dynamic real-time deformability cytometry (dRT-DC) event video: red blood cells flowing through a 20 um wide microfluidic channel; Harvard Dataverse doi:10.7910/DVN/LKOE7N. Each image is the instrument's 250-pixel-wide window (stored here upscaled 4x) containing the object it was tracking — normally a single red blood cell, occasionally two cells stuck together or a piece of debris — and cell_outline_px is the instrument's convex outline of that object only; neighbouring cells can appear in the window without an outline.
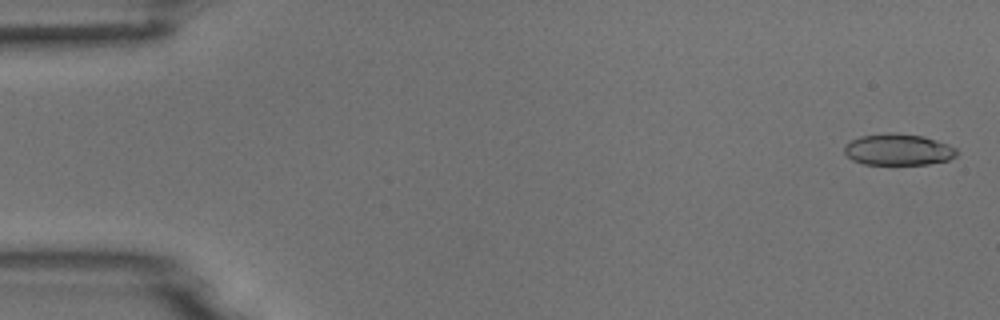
{"species": "common noctule bat (a hibernating species)", "species_latin": "Nyctalus noctula", "temperature_condition": "room temperature", "stored_images_in_passage": 51, "camera_frame_rate_fps": 3000, "um_per_image_px": 0.085, "animal": {"sex": "male", "body_mass_g": 18.8}, "frame": {"image": 1, "passage_image": 2, "time_ms": 0.333, "image_size_px": [1000, 320], "cell_outline_px": [[960, 152], [956, 156], [948, 160], [928, 164], [864, 164], [852, 160], [844, 152], [844, 144], [860, 136], [888, 132], [896, 132], [924, 136], [948, 144], [956, 148]], "centroid_in_image_um": [76.36, 12.7], "position_along_channel_um": 8.6, "area_um2": 20.81}}
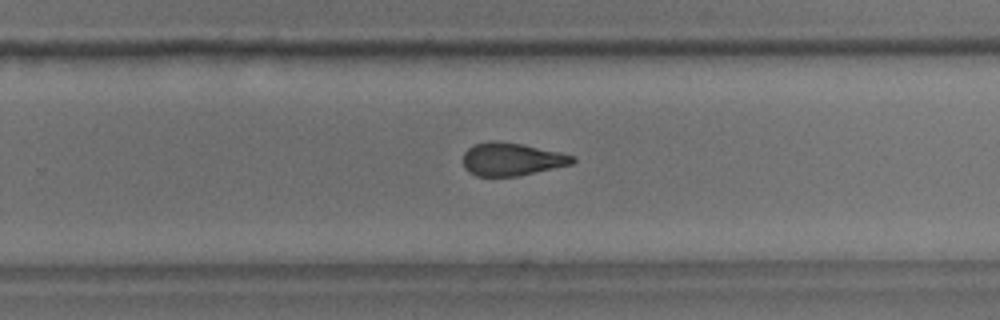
{"frame": {"image": 2, "passage_image": 33, "time_ms": 10.667, "image_size_px": [1000, 320], "cell_outline_px": [[576, 160], [572, 164], [516, 176], [476, 176], [468, 172], [464, 168], [464, 152], [468, 148], [476, 144], [488, 140], [496, 140], [524, 144], [560, 152], [576, 156]], "centroid_in_image_um": [43.49, 13.52], "position_along_channel_um": 286.3, "area_um2": 21.1}}
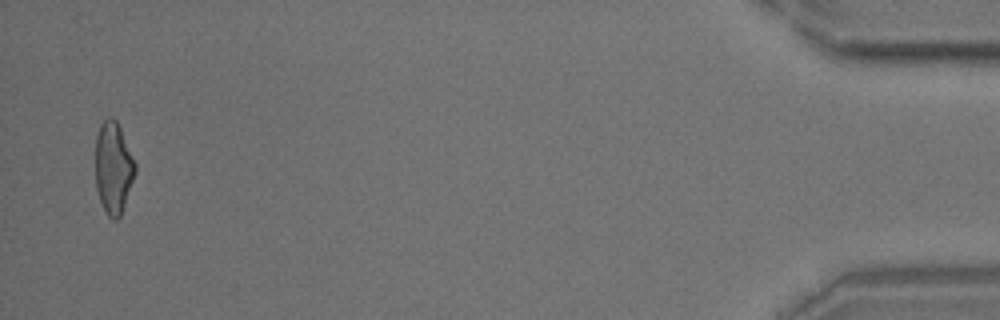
{"frame": {"image": 3, "passage_image": 50, "time_ms": 16.333, "image_size_px": [1000, 320], "cell_outline_px": [[136, 172], [120, 216], [116, 220], [112, 220], [108, 216], [100, 200], [96, 188], [96, 136], [100, 124], [108, 116], [112, 116], [116, 120], [120, 128], [136, 164]], "centroid_in_image_um": [9.63, 14.24], "position_along_channel_um": 425.6, "area_um2": 21.1}}